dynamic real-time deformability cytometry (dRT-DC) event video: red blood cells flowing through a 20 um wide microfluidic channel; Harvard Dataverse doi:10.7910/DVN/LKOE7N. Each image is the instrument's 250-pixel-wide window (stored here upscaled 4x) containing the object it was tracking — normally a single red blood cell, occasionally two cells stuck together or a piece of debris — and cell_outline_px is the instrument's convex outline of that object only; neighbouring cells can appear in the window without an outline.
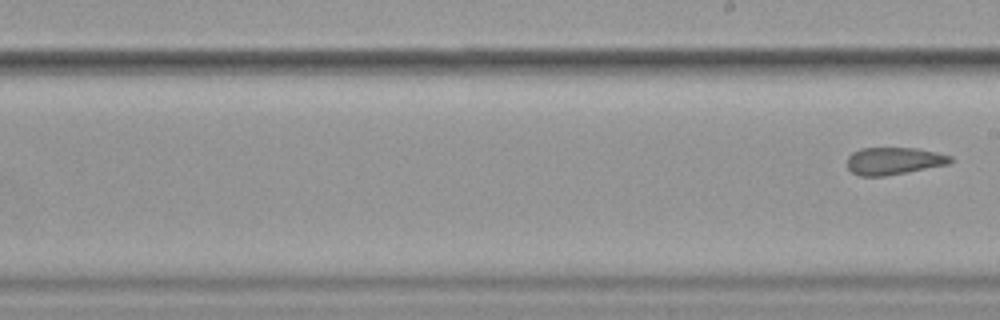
{"species": "common noctule bat (a hibernating species)", "species_latin": "Nyctalus noctula", "temperature_condition": "cold", "stored_images_in_passage": 11, "segment_of_instrument_passage": [2, 2], "camera_frame_rate_fps": 3000, "um_per_image_px": 0.085, "animal": {"sex": "female", "body_mass_g": 19.9}, "frame": {"image": 1, "passage_image": 11, "time_ms": 12.667, "image_size_px": [1000, 320], "cell_outline_px": [[952, 160], [948, 164], [908, 172], [884, 176], [860, 176], [852, 172], [848, 168], [848, 156], [852, 152], [860, 148], [916, 148], [936, 152], [952, 156]], "centroid_in_image_um": [75.96, 13.68], "position_along_channel_um": 213.0, "area_um2": 16.42}}